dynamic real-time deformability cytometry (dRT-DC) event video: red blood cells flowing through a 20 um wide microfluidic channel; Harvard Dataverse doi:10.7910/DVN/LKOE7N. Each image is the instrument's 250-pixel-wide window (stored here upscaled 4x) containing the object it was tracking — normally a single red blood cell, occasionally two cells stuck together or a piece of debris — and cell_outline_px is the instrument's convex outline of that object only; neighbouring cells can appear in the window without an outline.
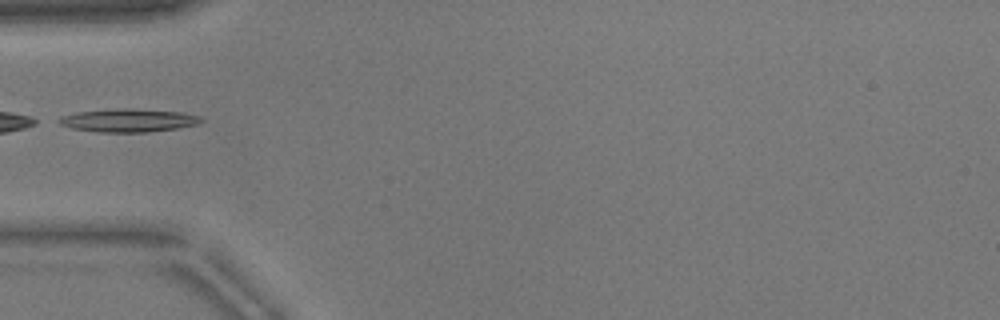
{"species": "common noctule bat (a hibernating species)", "species_latin": "Nyctalus noctula", "temperature_condition": "warm", "stored_images_in_passage": 35, "camera_frame_rate_fps": 3000, "um_per_image_px": 0.085, "animal": {"sex": "male", "body_mass_g": 17.9}, "frame": {"image": 1, "passage_image": 1, "time_ms": 0.0, "image_size_px": [1000, 320], "cell_outline_px": [[204, 120], [196, 124], [176, 128], [148, 132], [100, 132], [72, 128], [60, 124], [56, 120], [64, 116], [76, 112], [124, 108], [132, 108], [180, 112], [200, 116]], "centroid_in_image_um": [10.92, 10.23], "position_along_channel_um": 74.1, "area_um2": 18.96}}
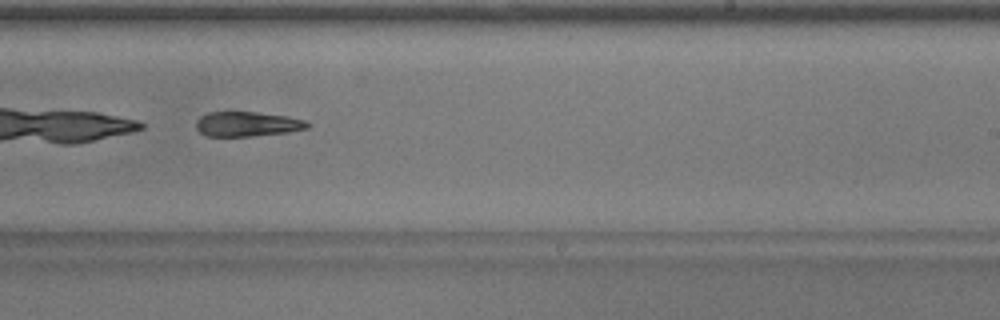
{"frame": {"image": 2, "passage_image": 16, "time_ms": 5.0, "image_size_px": [1000, 320], "cell_outline_px": [[312, 124], [308, 128], [288, 132], [252, 136], [204, 136], [196, 128], [196, 120], [200, 116], [208, 112], [256, 112], [288, 116], [304, 120]], "centroid_in_image_um": [21.01, 10.54], "position_along_channel_um": 268.0, "area_um2": 16.18}}